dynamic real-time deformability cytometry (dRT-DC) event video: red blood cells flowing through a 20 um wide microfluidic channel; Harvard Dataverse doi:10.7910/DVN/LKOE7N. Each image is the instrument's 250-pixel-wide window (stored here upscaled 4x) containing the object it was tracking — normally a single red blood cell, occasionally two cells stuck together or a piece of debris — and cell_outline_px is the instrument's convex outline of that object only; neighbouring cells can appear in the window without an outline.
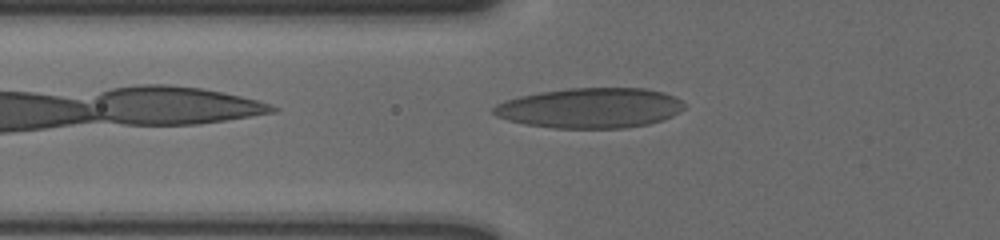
{"species": "human", "species_latin": "Homo sapiens", "temperature_condition": "cold", "stored_images_in_passage": 39, "camera_frame_rate_fps": 3000, "um_per_image_px": 0.085, "donor": {"sex": "male"}, "frame": {"image": 1, "passage_image": 3, "time_ms": 0.667, "image_size_px": [1000, 240], "cell_outline_px": [[684, 108], [680, 112], [672, 116], [648, 124], [624, 128], [552, 128], [524, 124], [508, 120], [496, 116], [492, 112], [492, 108], [496, 104], [520, 96], [540, 92], [568, 88], [644, 88], [664, 92], [680, 100], [684, 104]], "centroid_in_image_um": [50.16, 9.18], "position_along_channel_um": 75.6, "area_um2": 44.56}}
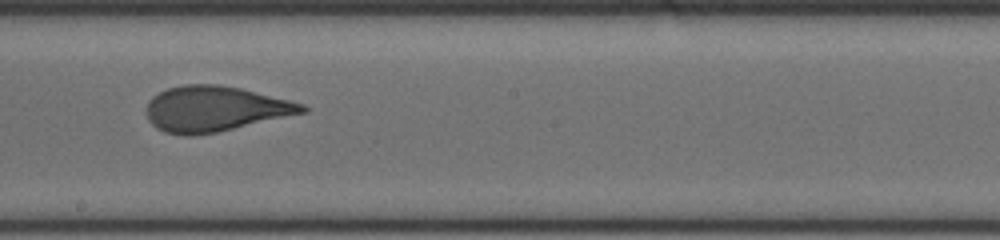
{"frame": {"image": 2, "passage_image": 16, "time_ms": 5.0, "image_size_px": [1000, 240], "cell_outline_px": [[308, 112], [216, 132], [192, 136], [184, 136], [164, 132], [156, 128], [148, 120], [148, 100], [152, 96], [168, 88], [184, 84], [216, 84], [240, 88], [304, 104], [308, 108]], "centroid_in_image_um": [18.25, 9.26], "position_along_channel_um": 229.9, "area_um2": 41.04}}
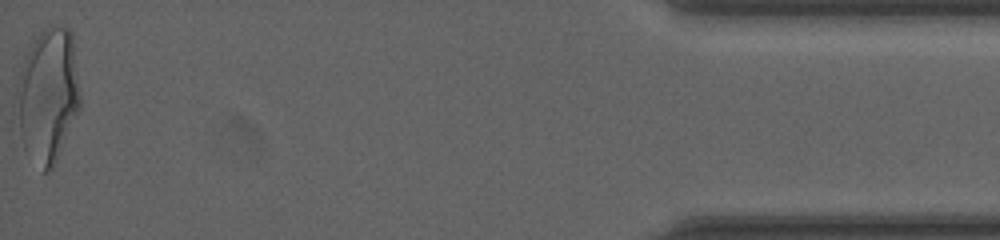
{"frame": {"image": 3, "passage_image": 39, "time_ms": 12.667, "image_size_px": [1000, 240], "cell_outline_px": [[80, 108], [56, 160], [52, 168], [48, 172], [44, 172], [24, 148], [20, 132], [16, 88], [16, 84], [20, 68], [24, 56], [40, 32], [44, 28], [56, 24], [68, 28], [72, 32], [80, 92]], "centroid_in_image_um": [4.08, 8.04], "position_along_channel_um": 431.1, "area_um2": 49.3}, "authors_computed_cell_mechanics": {"area_um2": 41.327, "velocity_mm_per_s": 3.595, "shape_relaxation_time_tau1_ms": 6.1691, "shape_relaxation_time_tau2_ms": 0.9484, "deformation_change_tau1": 0.2161, "deformation_change_tau2": 0.0951}}